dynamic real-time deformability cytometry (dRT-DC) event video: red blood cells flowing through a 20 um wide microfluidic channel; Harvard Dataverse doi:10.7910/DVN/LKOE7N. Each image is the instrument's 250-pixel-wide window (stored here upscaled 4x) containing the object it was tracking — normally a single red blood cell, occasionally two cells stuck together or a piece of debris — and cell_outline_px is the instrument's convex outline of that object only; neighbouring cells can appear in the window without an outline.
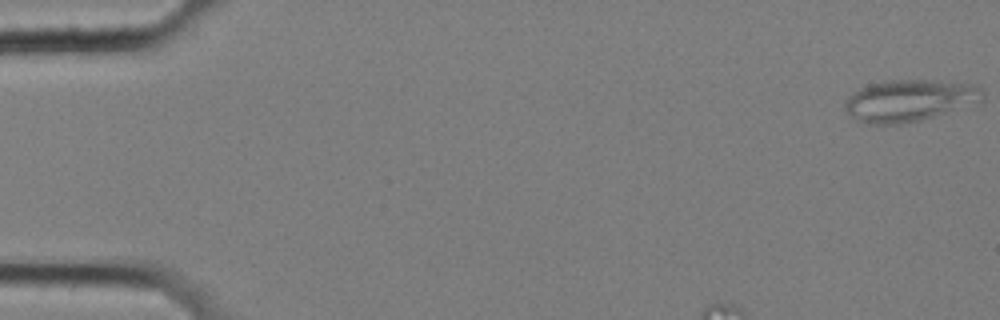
{"species": "common noctule bat (a hibernating species)", "species_latin": "Nyctalus noctula", "temperature_condition": "cold", "stored_images_in_passage": 12, "camera_frame_rate_fps": 3000, "um_per_image_px": 0.085, "animal": {"sex": "female", "body_mass_g": 25.1}, "frame": {"image": 1, "passage_image": 1, "time_ms": 0.0, "image_size_px": [1000, 320], "cell_outline_px": [[984, 100], [920, 120], [896, 124], [872, 124], [856, 120], [844, 108], [844, 104], [848, 96], [852, 92], [868, 84], [884, 80], [932, 80], [968, 84], [984, 88]], "centroid_in_image_um": [77.27, 8.52], "position_along_channel_um": 7.7, "area_um2": 33.23}}